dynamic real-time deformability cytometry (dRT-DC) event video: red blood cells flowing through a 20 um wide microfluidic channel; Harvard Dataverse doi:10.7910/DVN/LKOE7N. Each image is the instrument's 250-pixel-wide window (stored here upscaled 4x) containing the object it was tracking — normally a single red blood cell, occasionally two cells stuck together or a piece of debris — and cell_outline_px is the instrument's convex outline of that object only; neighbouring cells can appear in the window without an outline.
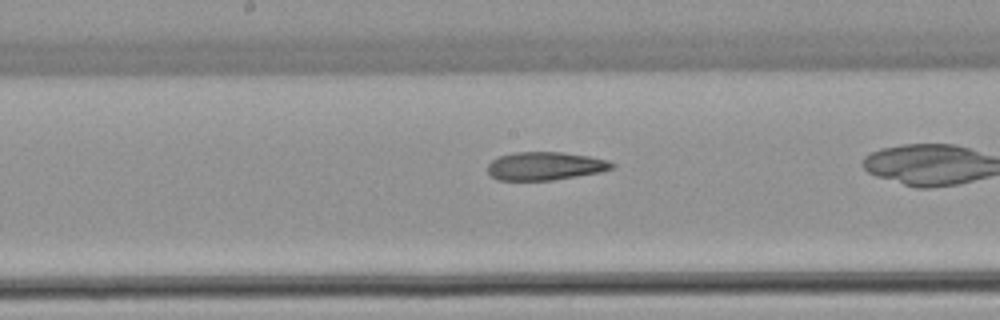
{"species": "common noctule bat (a hibernating species)", "species_latin": "Nyctalus noctula", "temperature_condition": "warm", "stored_images_in_passage": 29, "camera_frame_rate_fps": 3000, "um_per_image_px": 0.085, "animal": {"sex": "female", "body_mass_g": 22.7, "forearm_length_mm": 54.2}, "frame": {"image": 1, "passage_image": 17, "time_ms": 5.333, "image_size_px": [1000, 320], "cell_outline_px": [[616, 168], [600, 172], [552, 180], [496, 180], [488, 172], [488, 164], [492, 160], [500, 156], [516, 152], [564, 152], [588, 156], [608, 160], [616, 164]], "centroid_in_image_um": [46.37, 14.11], "position_along_channel_um": 201.8, "area_um2": 20.46}}